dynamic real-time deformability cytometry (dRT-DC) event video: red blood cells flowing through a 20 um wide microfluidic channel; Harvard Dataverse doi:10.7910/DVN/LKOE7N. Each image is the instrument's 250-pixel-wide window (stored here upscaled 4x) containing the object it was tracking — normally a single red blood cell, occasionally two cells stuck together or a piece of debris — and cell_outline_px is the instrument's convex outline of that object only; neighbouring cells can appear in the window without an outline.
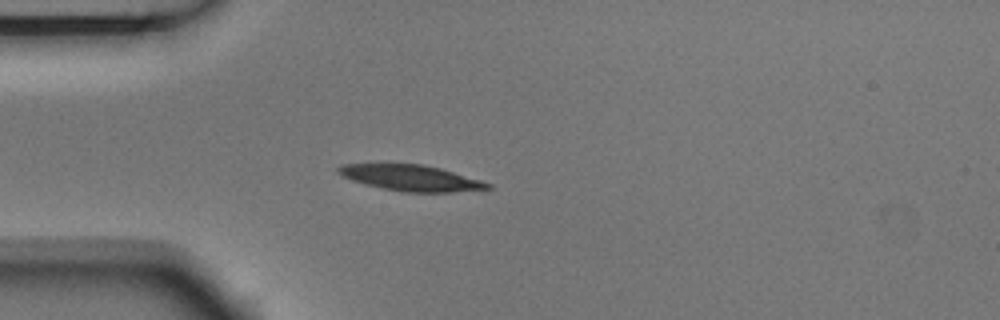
{"species": "Egyptian fruit bat (a non-hibernating species)", "species_latin": "Rousettus aegyptiacus", "temperature_condition": "room temperature", "stored_images_in_passage": 5, "camera_frame_rate_fps": 3000, "um_per_image_px": 0.085, "animal": {"sex": "male"}, "frame": {"image": 1, "passage_image": 4, "time_ms": 1.0, "image_size_px": [1000, 320], "cell_outline_px": [[492, 188], [452, 192], [400, 192], [364, 184], [352, 180], [336, 172], [336, 168], [340, 164], [424, 164], [440, 168], [480, 180], [492, 184]], "centroid_in_image_um": [34.9, 15.12], "position_along_channel_um": 50.1, "area_um2": 22.48}}